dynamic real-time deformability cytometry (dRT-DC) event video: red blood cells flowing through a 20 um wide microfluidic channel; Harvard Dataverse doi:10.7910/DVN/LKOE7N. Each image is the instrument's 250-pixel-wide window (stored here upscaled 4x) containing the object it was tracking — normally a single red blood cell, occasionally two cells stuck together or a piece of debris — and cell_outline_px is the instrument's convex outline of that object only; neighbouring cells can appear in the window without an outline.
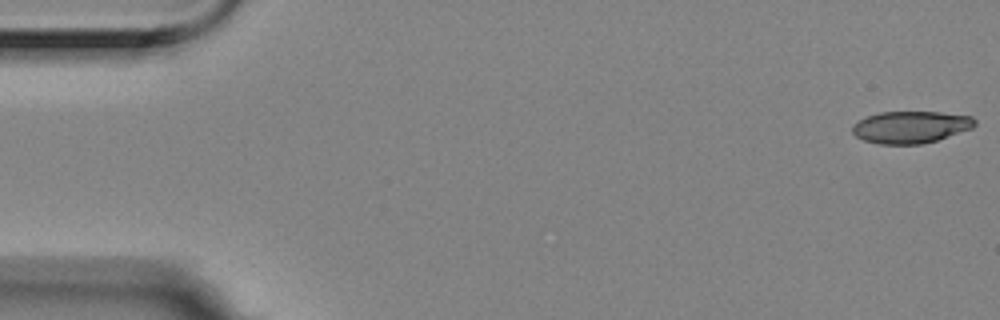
{"species": "Egyptian fruit bat (a non-hibernating species)", "species_latin": "Rousettus aegyptiacus", "temperature_condition": "room temperature", "stored_images_in_passage": 6, "camera_frame_rate_fps": 3000, "um_per_image_px": 0.085, "animal": {"sex": "female"}, "frame": {"image": 1, "passage_image": 1, "time_ms": 0.0, "image_size_px": [1000, 320], "cell_outline_px": [[976, 124], [972, 128], [936, 140], [920, 144], [880, 144], [864, 140], [856, 136], [852, 132], [852, 124], [868, 116], [880, 112], [940, 112], [972, 116], [976, 120]], "centroid_in_image_um": [77.41, 10.79], "position_along_channel_um": 7.6, "area_um2": 22.72}}
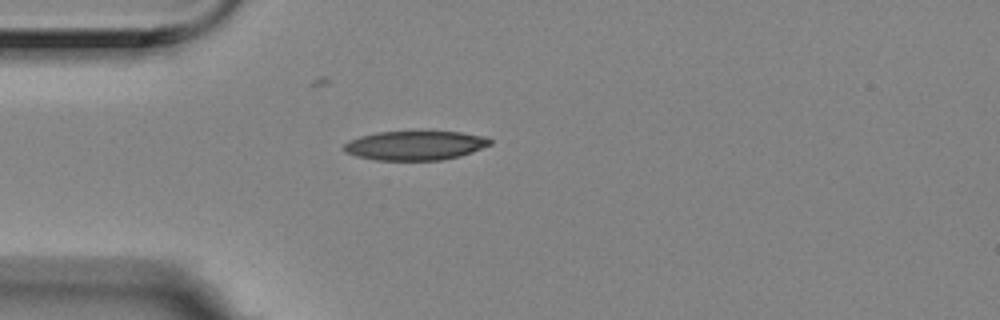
{"frame": {"image": 2, "passage_image": 5, "time_ms": 1.333, "image_size_px": [1000, 320], "cell_outline_px": [[492, 144], [472, 152], [460, 156], [444, 160], [376, 160], [356, 156], [344, 152], [340, 148], [348, 140], [360, 136], [376, 132], [460, 132], [484, 136], [492, 140]], "centroid_in_image_um": [35.25, 12.37], "position_along_channel_um": 49.7, "area_um2": 25.03}}